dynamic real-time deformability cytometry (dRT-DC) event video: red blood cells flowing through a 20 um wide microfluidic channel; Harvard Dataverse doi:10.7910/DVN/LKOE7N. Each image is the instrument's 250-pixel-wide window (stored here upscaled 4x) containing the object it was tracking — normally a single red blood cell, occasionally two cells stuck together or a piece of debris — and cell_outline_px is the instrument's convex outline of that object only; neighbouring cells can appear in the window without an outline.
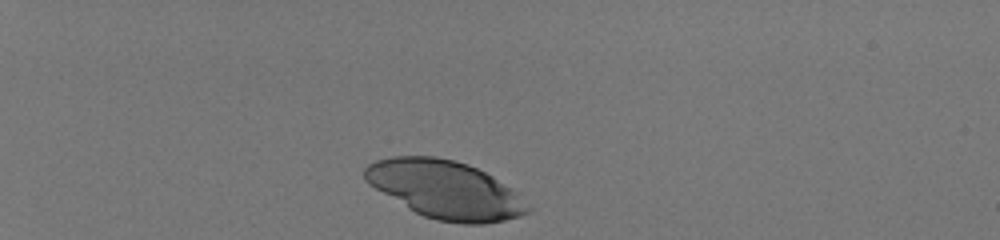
{"species": "human", "species_latin": "Homo sapiens", "temperature_condition": "room temperature", "stored_images_in_passage": 34, "camera_frame_rate_fps": 3000, "um_per_image_px": 0.085, "donor": {"sex": "male"}, "frame": {"image": 1, "passage_image": 1, "time_ms": 0.0, "image_size_px": [1000, 240], "cell_outline_px": [[532, 208], [528, 212], [520, 216], [504, 220], [484, 224], [464, 224], [436, 220], [424, 216], [416, 212], [368, 184], [364, 180], [364, 168], [368, 164], [376, 160], [392, 156], [436, 156], [468, 164], [492, 176], [512, 188]], "centroid_in_image_um": [37.85, 16.11], "position_along_channel_um": 47.2, "area_um2": 54.79}}